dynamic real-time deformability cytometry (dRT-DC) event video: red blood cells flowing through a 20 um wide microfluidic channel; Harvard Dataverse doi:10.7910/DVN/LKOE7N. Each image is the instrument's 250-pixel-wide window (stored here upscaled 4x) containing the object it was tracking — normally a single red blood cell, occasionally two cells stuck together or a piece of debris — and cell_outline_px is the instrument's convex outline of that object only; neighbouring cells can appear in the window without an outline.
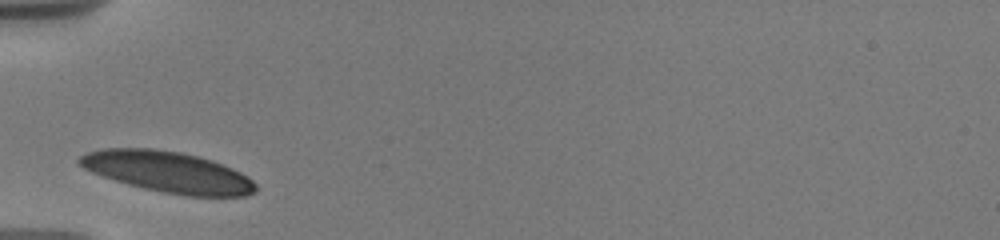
{"species": "human", "species_latin": "Homo sapiens", "temperature_condition": "warm", "stored_images_in_passage": 9, "camera_frame_rate_fps": 3000, "um_per_image_px": 0.085, "donor": {"sex": "male"}, "frame": {"image": 1, "passage_image": 1, "time_ms": 0.0, "image_size_px": [1000, 240], "cell_outline_px": [[256, 192], [244, 196], [184, 196], [144, 188], [128, 184], [92, 172], [84, 168], [76, 160], [80, 156], [88, 152], [104, 148], [152, 148], [180, 152], [212, 160], [232, 168], [240, 172], [252, 180], [256, 184]], "centroid_in_image_um": [14.28, 14.61], "position_along_channel_um": 70.7, "area_um2": 41.79}}
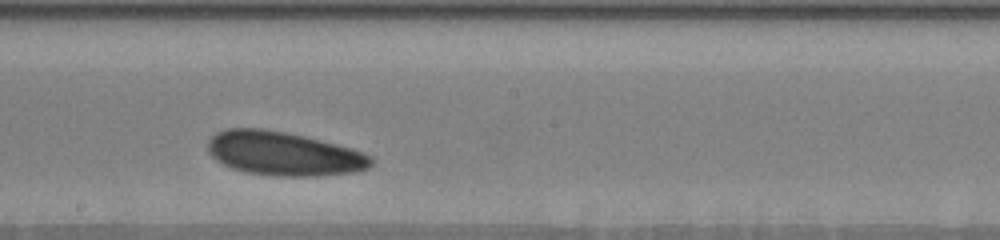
{"frame": {"image": 2, "passage_image": 5, "time_ms": 4.333, "image_size_px": [1000, 240], "cell_outline_px": [[372, 164], [368, 168], [356, 172], [320, 176], [272, 176], [248, 172], [232, 168], [216, 160], [208, 152], [208, 140], [216, 132], [224, 128], [268, 128], [304, 136], [352, 148], [364, 152], [372, 156]], "centroid_in_image_um": [24.12, 13.05], "position_along_channel_um": 224.1, "area_um2": 42.08}}
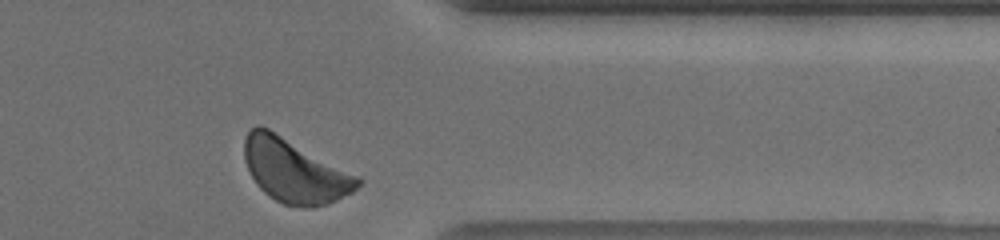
{"frame": {"image": 3, "passage_image": 9, "time_ms": 9.0, "image_size_px": [1000, 240], "cell_outline_px": [[364, 180], [352, 192], [328, 204], [312, 208], [304, 208], [284, 204], [276, 200], [264, 192], [256, 184], [244, 160], [244, 140], [248, 132], [256, 124], [260, 124], [268, 128], [360, 176]], "centroid_in_image_um": [25.06, 14.52], "position_along_channel_um": 386.3, "area_um2": 42.14}}